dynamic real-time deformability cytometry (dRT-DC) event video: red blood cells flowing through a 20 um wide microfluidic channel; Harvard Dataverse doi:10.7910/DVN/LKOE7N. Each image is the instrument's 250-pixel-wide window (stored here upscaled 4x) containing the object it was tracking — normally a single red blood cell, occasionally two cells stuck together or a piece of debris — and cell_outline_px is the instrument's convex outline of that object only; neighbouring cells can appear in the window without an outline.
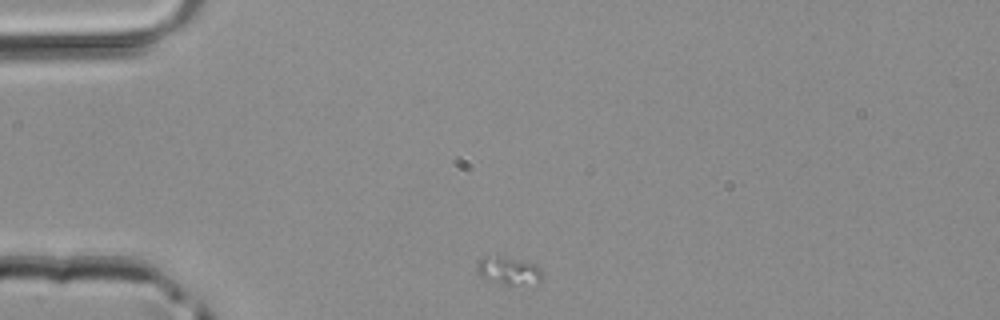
{"species": "common noctule bat (a hibernating species)", "species_latin": "Nyctalus noctula", "temperature_condition": "room temperature", "stored_images_in_passage": 3, "camera_frame_rate_fps": 3000, "um_per_image_px": 0.085, "animal": {"sex": "male", "body_mass_g": 20.4}, "frame": {"image": 1, "passage_image": 3, "time_ms": 0.667, "image_size_px": [1000, 320], "cell_outline_px": [[540, 284], [512, 288], [480, 276], [476, 272], [476, 260], [488, 252], [496, 252], [536, 264], [540, 268]], "centroid_in_image_um": [43.17, 22.97], "position_along_channel_um": 41.8, "area_um2": 11.96}}